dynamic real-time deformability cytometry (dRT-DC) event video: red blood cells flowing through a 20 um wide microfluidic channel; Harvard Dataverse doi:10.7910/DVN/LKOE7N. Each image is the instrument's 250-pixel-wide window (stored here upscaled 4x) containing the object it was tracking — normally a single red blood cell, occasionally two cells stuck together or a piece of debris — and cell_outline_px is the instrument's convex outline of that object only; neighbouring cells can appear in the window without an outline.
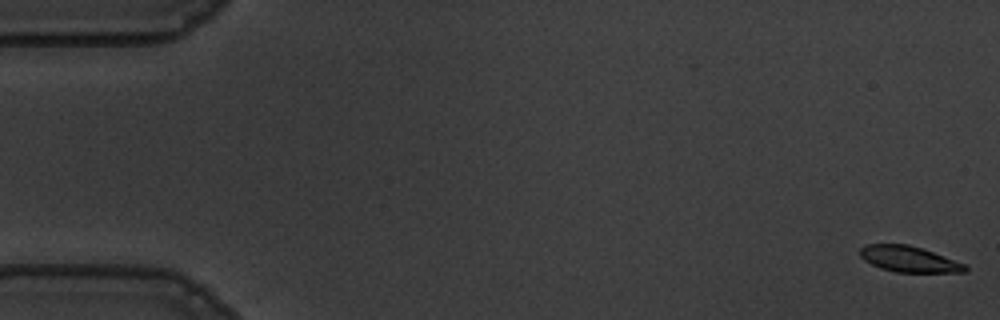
{"species": "common noctule bat (a hibernating species)", "species_latin": "Nyctalus noctula", "temperature_condition": "warm", "stored_images_in_passage": 57, "camera_frame_rate_fps": 3000, "um_per_image_px": 0.085, "animal": {"sex": "male", "body_mass_g": 19.5, "forearm_length_mm": 54.6}, "frame": {"image": 1, "passage_image": 1, "time_ms": 0.0, "image_size_px": [1000, 320], "cell_outline_px": [[968, 272], [896, 272], [880, 268], [864, 260], [860, 256], [860, 248], [868, 244], [908, 244], [968, 264]], "centroid_in_image_um": [77.29, 22.03], "position_along_channel_um": 7.7, "area_um2": 15.84}}
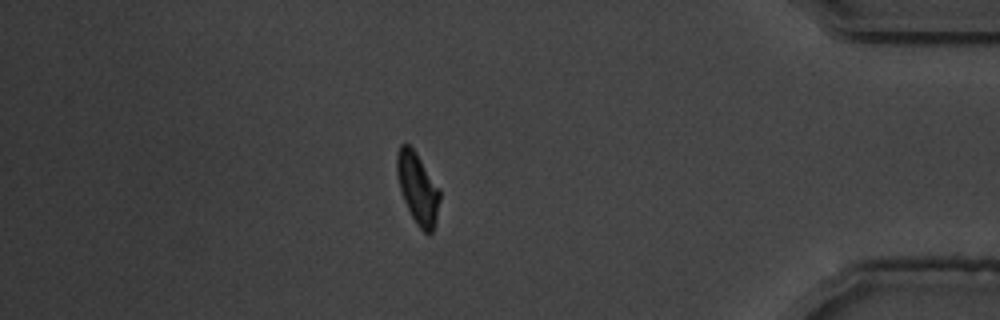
{"frame": {"image": 2, "passage_image": 49, "time_ms": 16.0, "image_size_px": [1000, 320], "cell_outline_px": [[440, 200], [436, 220], [432, 232], [428, 236], [416, 224], [400, 192], [396, 176], [396, 156], [400, 144], [408, 144], [416, 152], [440, 188]], "centroid_in_image_um": [35.5, 16.0], "position_along_channel_um": 399.7, "area_um2": 17.98}}
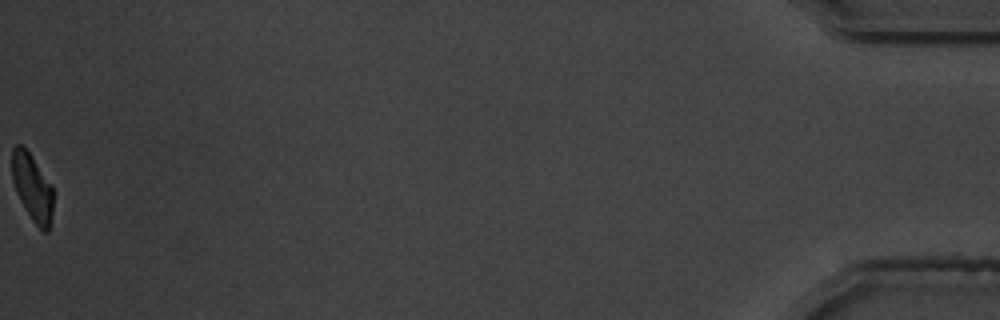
{"frame": {"image": 3, "passage_image": 57, "time_ms": 18.667, "image_size_px": [1000, 320], "cell_outline_px": [[52, 220], [48, 232], [44, 232], [32, 220], [24, 208], [16, 192], [12, 180], [12, 148], [16, 144], [20, 144], [28, 152], [52, 184]], "centroid_in_image_um": [2.74, 15.95], "position_along_channel_um": 432.5, "area_um2": 16.07}, "authors_computed_cell_mechanics": {"area_um2": 17.8024, "velocity_mm_per_s": 3.5807, "shape_relaxation_time_tau1_ms": 2.9494, "shape_relaxation_time_tau2_ms": 3.2832, "deformation_change_tau1": 0.1356, "deformation_change_tau2": 0.0893}}